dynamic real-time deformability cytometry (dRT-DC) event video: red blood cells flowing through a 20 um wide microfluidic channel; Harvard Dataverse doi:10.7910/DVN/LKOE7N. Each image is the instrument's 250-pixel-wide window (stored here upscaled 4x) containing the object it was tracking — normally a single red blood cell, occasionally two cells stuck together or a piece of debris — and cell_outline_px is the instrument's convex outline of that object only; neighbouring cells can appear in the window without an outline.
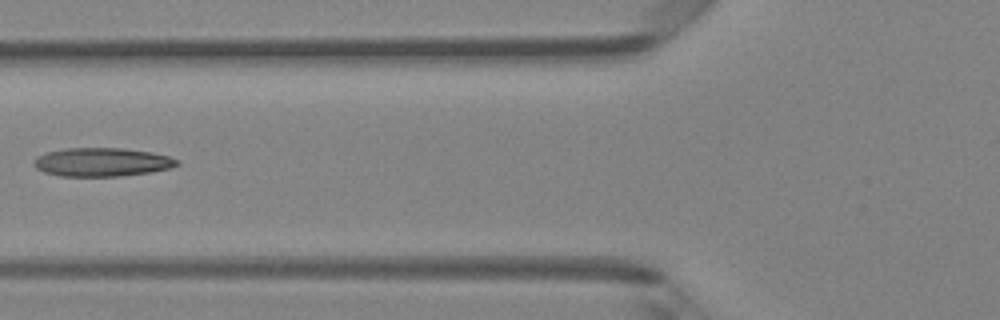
{"species": "Egyptian fruit bat (a non-hibernating species)", "species_latin": "Rousettus aegyptiacus", "temperature_condition": "room temperature", "stored_images_in_passage": 8, "camera_frame_rate_fps": 3000, "um_per_image_px": 0.085, "animal": {"sex": "female"}, "frame": {"image": 1, "passage_image": 6, "time_ms": 1.667, "image_size_px": [1000, 320], "cell_outline_px": [[180, 164], [172, 168], [152, 172], [120, 176], [60, 176], [44, 172], [36, 168], [32, 164], [36, 156], [44, 152], [68, 148], [120, 148], [152, 152], [168, 156], [180, 160]], "centroid_in_image_um": [8.67, 13.78], "position_along_channel_um": 117.1, "area_um2": 24.1}}
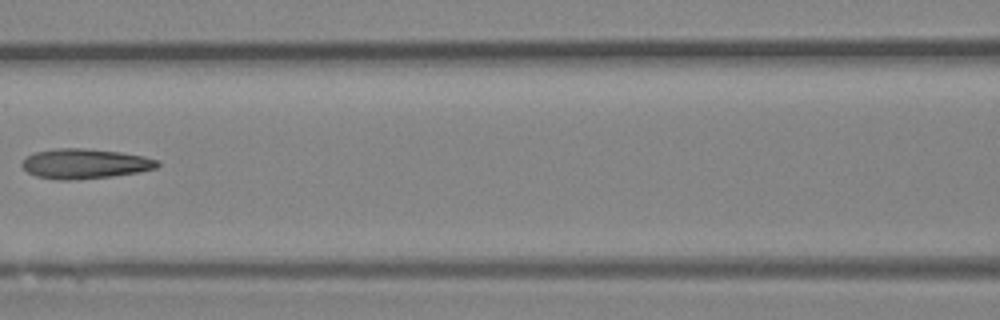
{"frame": {"image": 2, "passage_image": 7, "time_ms": 2.0, "image_size_px": [1000, 320], "cell_outline_px": [[160, 164], [156, 168], [140, 172], [112, 176], [68, 180], [60, 180], [36, 176], [28, 172], [20, 164], [28, 156], [36, 152], [56, 148], [80, 148], [120, 152], [144, 156], [160, 160]], "centroid_in_image_um": [7.25, 13.91], "position_along_channel_um": 159.3, "area_um2": 23.47}}
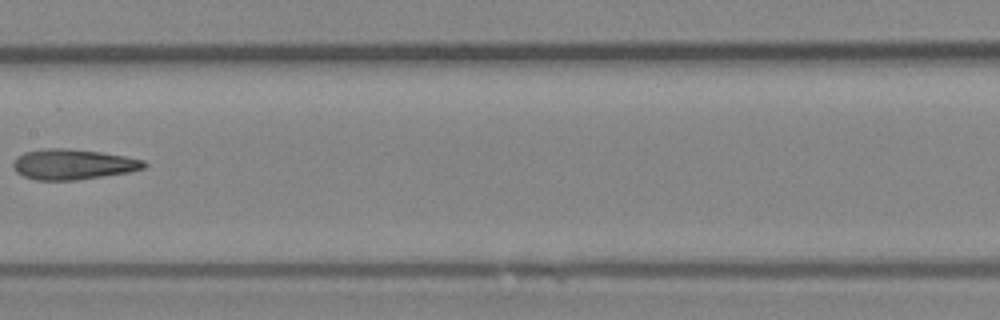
{"frame": {"image": 3, "passage_image": 8, "time_ms": 2.333, "image_size_px": [1000, 320], "cell_outline_px": [[148, 164], [144, 168], [128, 172], [76, 180], [36, 180], [24, 176], [16, 172], [12, 168], [12, 164], [16, 156], [24, 152], [44, 148], [68, 148], [100, 152], [124, 156], [144, 160]], "centroid_in_image_um": [6.16, 13.96], "position_along_channel_um": 201.2, "area_um2": 23.24}}